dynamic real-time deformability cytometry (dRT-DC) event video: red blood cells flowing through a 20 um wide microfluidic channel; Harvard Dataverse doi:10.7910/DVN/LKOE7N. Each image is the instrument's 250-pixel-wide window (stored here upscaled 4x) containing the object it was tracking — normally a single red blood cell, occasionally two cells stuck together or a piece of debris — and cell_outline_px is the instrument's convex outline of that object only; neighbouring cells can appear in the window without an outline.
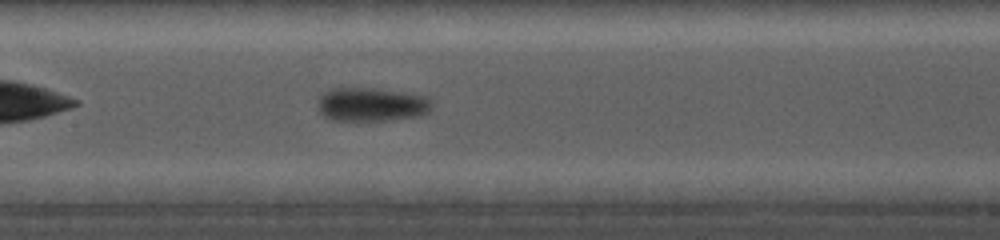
{"species": "common noctule bat (a hibernating species)", "species_latin": "Nyctalus noctula", "temperature_condition": "cold", "stored_images_in_passage": 9, "camera_frame_rate_fps": 5000, "um_per_image_px": 0.085, "animal": {"sex": "female", "body_mass_g": 19.0, "forearm_length_mm": 56.7}, "frame": {"image": 1, "passage_image": 7, "time_ms": 3.8, "image_size_px": [1000, 240], "cell_outline_px": [[432, 108], [428, 112], [420, 116], [384, 120], [332, 120], [324, 116], [320, 112], [320, 96], [324, 92], [332, 88], [376, 88], [412, 92], [428, 96], [432, 104]], "centroid_in_image_um": [31.65, 8.86], "position_along_channel_um": 175.7, "area_um2": 22.6}}
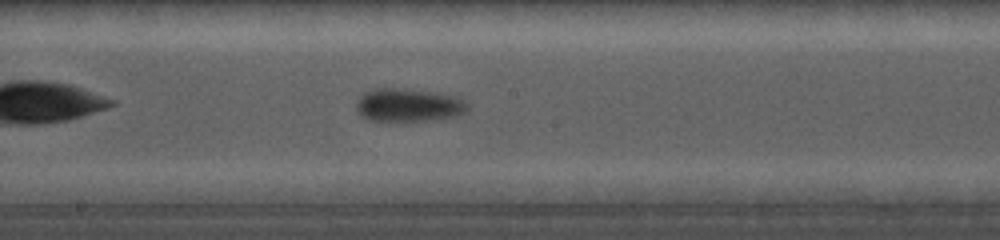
{"frame": {"image": 2, "passage_image": 9, "time_ms": 4.8, "image_size_px": [1000, 240], "cell_outline_px": [[468, 108], [464, 112], [456, 116], [432, 120], [368, 120], [360, 116], [356, 108], [356, 104], [360, 96], [364, 92], [376, 88], [400, 88], [440, 92], [456, 96], [464, 100], [468, 104]], "centroid_in_image_um": [34.72, 8.91], "position_along_channel_um": 213.5, "area_um2": 21.62}}